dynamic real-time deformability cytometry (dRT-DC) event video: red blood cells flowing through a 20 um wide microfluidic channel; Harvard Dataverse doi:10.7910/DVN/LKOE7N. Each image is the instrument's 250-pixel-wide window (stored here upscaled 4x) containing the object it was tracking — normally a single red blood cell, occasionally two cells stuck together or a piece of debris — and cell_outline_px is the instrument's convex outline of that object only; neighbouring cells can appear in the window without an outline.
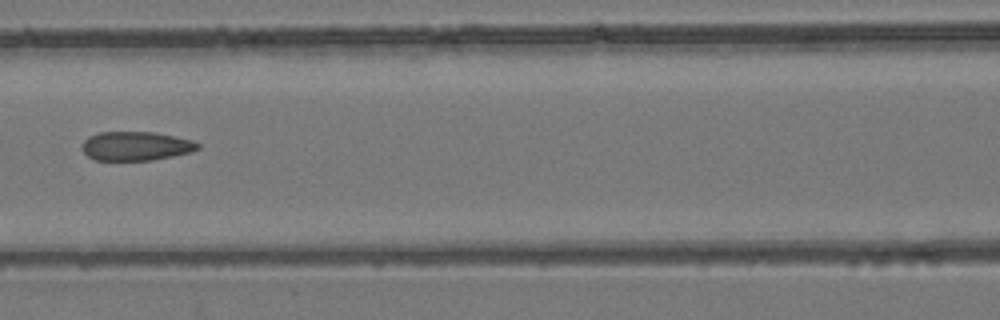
{"species": "common noctule bat (a hibernating species)", "species_latin": "Nyctalus noctula", "temperature_condition": "room temperature", "stored_images_in_passage": 7, "camera_frame_rate_fps": 3000, "um_per_image_px": 0.085, "animal": {"sex": "female", "body_mass_g": 24.6, "forearm_length_mm": 56.2}, "frame": {"image": 1, "passage_image": 7, "time_ms": 7.667, "image_size_px": [1000, 320], "cell_outline_px": [[200, 148], [192, 152], [152, 160], [96, 160], [88, 156], [80, 148], [84, 140], [88, 136], [100, 132], [156, 132], [192, 140], [200, 144]], "centroid_in_image_um": [11.55, 12.41], "position_along_channel_um": 155.1, "area_um2": 19.65}}